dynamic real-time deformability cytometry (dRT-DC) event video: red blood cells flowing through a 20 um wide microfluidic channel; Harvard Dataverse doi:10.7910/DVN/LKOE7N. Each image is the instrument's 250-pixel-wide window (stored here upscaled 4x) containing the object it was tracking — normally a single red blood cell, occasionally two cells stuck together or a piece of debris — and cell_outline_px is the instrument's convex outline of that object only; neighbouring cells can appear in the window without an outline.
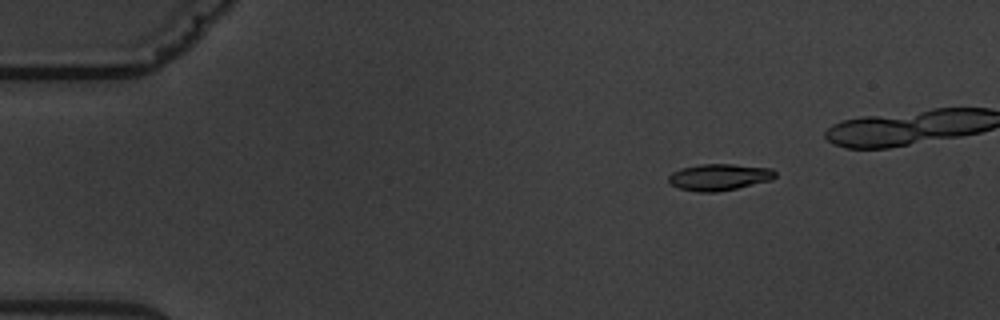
{"species": "common noctule bat (a hibernating species)", "species_latin": "Nyctalus noctula", "temperature_condition": "warm", "stored_images_in_passage": 13, "camera_frame_rate_fps": 3000, "um_per_image_px": 0.085, "animal": {"sex": "male", "body_mass_g": 19.5, "forearm_length_mm": 54.6}, "frame": {"image": 1, "passage_image": 3, "time_ms": 2.333, "image_size_px": [1000, 320], "cell_outline_px": [[776, 176], [772, 180], [736, 188], [716, 192], [700, 192], [680, 188], [668, 184], [668, 176], [672, 172], [680, 168], [700, 164], [732, 164], [772, 168], [776, 172]], "centroid_in_image_um": [61.12, 15.04], "position_along_channel_um": 23.9, "area_um2": 16.59}}
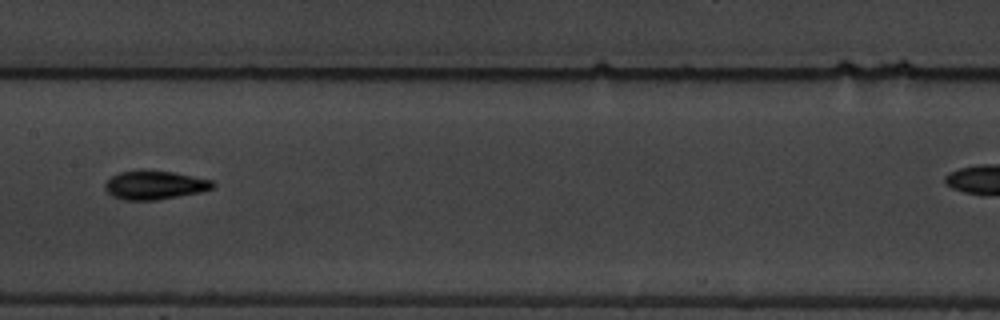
{"frame": {"image": 2, "passage_image": 8, "time_ms": 9.333, "image_size_px": [1000, 320], "cell_outline_px": [[216, 184], [212, 188], [200, 192], [156, 200], [124, 200], [112, 196], [104, 188], [104, 184], [112, 176], [120, 172], [140, 168], [172, 172], [212, 180]], "centroid_in_image_um": [13.11, 15.71], "position_along_channel_um": 194.3, "area_um2": 18.21}}
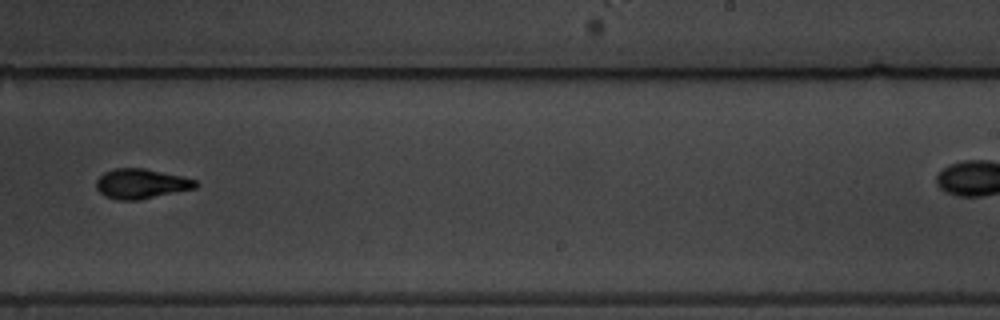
{"frame": {"image": 3, "passage_image": 10, "time_ms": 11.667, "image_size_px": [1000, 320], "cell_outline_px": [[200, 184], [196, 188], [140, 200], [116, 200], [104, 196], [96, 188], [96, 180], [104, 172], [116, 168], [144, 168], [180, 176], [196, 180]], "centroid_in_image_um": [11.99, 15.63], "position_along_channel_um": 277.0, "area_um2": 17.34}}